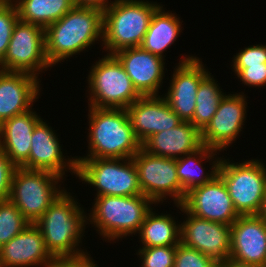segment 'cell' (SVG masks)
I'll list each match as a JSON object with an SVG mask.
<instances>
[{
    "label": "cell",
    "mask_w": 266,
    "mask_h": 267,
    "mask_svg": "<svg viewBox=\"0 0 266 267\" xmlns=\"http://www.w3.org/2000/svg\"><path fill=\"white\" fill-rule=\"evenodd\" d=\"M95 41L102 46L103 12L99 9L74 6L45 28V54L52 67L83 51L88 52L86 49Z\"/></svg>",
    "instance_id": "obj_1"
},
{
    "label": "cell",
    "mask_w": 266,
    "mask_h": 267,
    "mask_svg": "<svg viewBox=\"0 0 266 267\" xmlns=\"http://www.w3.org/2000/svg\"><path fill=\"white\" fill-rule=\"evenodd\" d=\"M75 197L65 190L35 222L54 258L78 257L88 253L81 248L88 222L87 212Z\"/></svg>",
    "instance_id": "obj_2"
},
{
    "label": "cell",
    "mask_w": 266,
    "mask_h": 267,
    "mask_svg": "<svg viewBox=\"0 0 266 267\" xmlns=\"http://www.w3.org/2000/svg\"><path fill=\"white\" fill-rule=\"evenodd\" d=\"M88 154L76 159L132 158L142 148L126 109L88 106Z\"/></svg>",
    "instance_id": "obj_3"
},
{
    "label": "cell",
    "mask_w": 266,
    "mask_h": 267,
    "mask_svg": "<svg viewBox=\"0 0 266 267\" xmlns=\"http://www.w3.org/2000/svg\"><path fill=\"white\" fill-rule=\"evenodd\" d=\"M156 205L145 195L97 196L87 213V224L108 241H119L127 236H138L146 214ZM152 205V206H151ZM116 239V240H115Z\"/></svg>",
    "instance_id": "obj_4"
},
{
    "label": "cell",
    "mask_w": 266,
    "mask_h": 267,
    "mask_svg": "<svg viewBox=\"0 0 266 267\" xmlns=\"http://www.w3.org/2000/svg\"><path fill=\"white\" fill-rule=\"evenodd\" d=\"M160 5L149 0H115L103 12L102 47L107 55L141 46L152 15Z\"/></svg>",
    "instance_id": "obj_5"
},
{
    "label": "cell",
    "mask_w": 266,
    "mask_h": 267,
    "mask_svg": "<svg viewBox=\"0 0 266 267\" xmlns=\"http://www.w3.org/2000/svg\"><path fill=\"white\" fill-rule=\"evenodd\" d=\"M94 63L86 77L88 106L126 109L141 97L114 55L105 54Z\"/></svg>",
    "instance_id": "obj_6"
},
{
    "label": "cell",
    "mask_w": 266,
    "mask_h": 267,
    "mask_svg": "<svg viewBox=\"0 0 266 267\" xmlns=\"http://www.w3.org/2000/svg\"><path fill=\"white\" fill-rule=\"evenodd\" d=\"M218 175L239 215H258L266 193V164L261 159L234 162L222 155Z\"/></svg>",
    "instance_id": "obj_7"
},
{
    "label": "cell",
    "mask_w": 266,
    "mask_h": 267,
    "mask_svg": "<svg viewBox=\"0 0 266 267\" xmlns=\"http://www.w3.org/2000/svg\"><path fill=\"white\" fill-rule=\"evenodd\" d=\"M63 178L53 172L17 167L11 182L9 201L30 223L35 222L66 190ZM61 186V187H60Z\"/></svg>",
    "instance_id": "obj_8"
},
{
    "label": "cell",
    "mask_w": 266,
    "mask_h": 267,
    "mask_svg": "<svg viewBox=\"0 0 266 267\" xmlns=\"http://www.w3.org/2000/svg\"><path fill=\"white\" fill-rule=\"evenodd\" d=\"M76 178L93 187L95 197L142 195L132 158L77 159Z\"/></svg>",
    "instance_id": "obj_9"
},
{
    "label": "cell",
    "mask_w": 266,
    "mask_h": 267,
    "mask_svg": "<svg viewBox=\"0 0 266 267\" xmlns=\"http://www.w3.org/2000/svg\"><path fill=\"white\" fill-rule=\"evenodd\" d=\"M50 67L45 54V28L18 20L0 70L25 72L40 79L39 74Z\"/></svg>",
    "instance_id": "obj_10"
},
{
    "label": "cell",
    "mask_w": 266,
    "mask_h": 267,
    "mask_svg": "<svg viewBox=\"0 0 266 267\" xmlns=\"http://www.w3.org/2000/svg\"><path fill=\"white\" fill-rule=\"evenodd\" d=\"M136 166L142 195L150 198L157 207L169 197L173 204H181L186 192L177 176L176 159L147 153L142 148L132 157Z\"/></svg>",
    "instance_id": "obj_11"
},
{
    "label": "cell",
    "mask_w": 266,
    "mask_h": 267,
    "mask_svg": "<svg viewBox=\"0 0 266 267\" xmlns=\"http://www.w3.org/2000/svg\"><path fill=\"white\" fill-rule=\"evenodd\" d=\"M185 220L181 222L180 242L211 257L222 267L229 264L231 226L198 218L188 213L181 204H175Z\"/></svg>",
    "instance_id": "obj_12"
},
{
    "label": "cell",
    "mask_w": 266,
    "mask_h": 267,
    "mask_svg": "<svg viewBox=\"0 0 266 267\" xmlns=\"http://www.w3.org/2000/svg\"><path fill=\"white\" fill-rule=\"evenodd\" d=\"M227 267H266V221L259 215H240L231 225Z\"/></svg>",
    "instance_id": "obj_13"
},
{
    "label": "cell",
    "mask_w": 266,
    "mask_h": 267,
    "mask_svg": "<svg viewBox=\"0 0 266 267\" xmlns=\"http://www.w3.org/2000/svg\"><path fill=\"white\" fill-rule=\"evenodd\" d=\"M232 93L225 94L215 115L201 131L203 145L220 152L236 142L247 117L245 92Z\"/></svg>",
    "instance_id": "obj_14"
},
{
    "label": "cell",
    "mask_w": 266,
    "mask_h": 267,
    "mask_svg": "<svg viewBox=\"0 0 266 267\" xmlns=\"http://www.w3.org/2000/svg\"><path fill=\"white\" fill-rule=\"evenodd\" d=\"M179 60L169 80L168 92L162 95L183 122H191L199 84L210 71L202 64V59L195 55L184 54Z\"/></svg>",
    "instance_id": "obj_15"
},
{
    "label": "cell",
    "mask_w": 266,
    "mask_h": 267,
    "mask_svg": "<svg viewBox=\"0 0 266 267\" xmlns=\"http://www.w3.org/2000/svg\"><path fill=\"white\" fill-rule=\"evenodd\" d=\"M181 206L198 218L230 226L240 216L219 175L211 181L189 190Z\"/></svg>",
    "instance_id": "obj_16"
},
{
    "label": "cell",
    "mask_w": 266,
    "mask_h": 267,
    "mask_svg": "<svg viewBox=\"0 0 266 267\" xmlns=\"http://www.w3.org/2000/svg\"><path fill=\"white\" fill-rule=\"evenodd\" d=\"M42 118L34 127L32 133L31 150L28 160L21 166L25 169L43 170L53 172L58 176H67L69 171L71 175L77 173V159L75 157L66 158L63 155V147L60 144L57 133L54 128L49 126ZM62 150V151H61ZM66 171V173H65Z\"/></svg>",
    "instance_id": "obj_17"
},
{
    "label": "cell",
    "mask_w": 266,
    "mask_h": 267,
    "mask_svg": "<svg viewBox=\"0 0 266 267\" xmlns=\"http://www.w3.org/2000/svg\"><path fill=\"white\" fill-rule=\"evenodd\" d=\"M123 65L134 88L141 96H159L165 79V59L141 46L125 48L113 54Z\"/></svg>",
    "instance_id": "obj_18"
},
{
    "label": "cell",
    "mask_w": 266,
    "mask_h": 267,
    "mask_svg": "<svg viewBox=\"0 0 266 267\" xmlns=\"http://www.w3.org/2000/svg\"><path fill=\"white\" fill-rule=\"evenodd\" d=\"M126 111L135 135L142 144L150 136L183 122L163 95L141 96Z\"/></svg>",
    "instance_id": "obj_19"
},
{
    "label": "cell",
    "mask_w": 266,
    "mask_h": 267,
    "mask_svg": "<svg viewBox=\"0 0 266 267\" xmlns=\"http://www.w3.org/2000/svg\"><path fill=\"white\" fill-rule=\"evenodd\" d=\"M53 259L35 224L29 223L0 248V264L3 267H48Z\"/></svg>",
    "instance_id": "obj_20"
},
{
    "label": "cell",
    "mask_w": 266,
    "mask_h": 267,
    "mask_svg": "<svg viewBox=\"0 0 266 267\" xmlns=\"http://www.w3.org/2000/svg\"><path fill=\"white\" fill-rule=\"evenodd\" d=\"M39 80L25 72L0 70V124L34 106L42 89Z\"/></svg>",
    "instance_id": "obj_21"
},
{
    "label": "cell",
    "mask_w": 266,
    "mask_h": 267,
    "mask_svg": "<svg viewBox=\"0 0 266 267\" xmlns=\"http://www.w3.org/2000/svg\"><path fill=\"white\" fill-rule=\"evenodd\" d=\"M33 110L34 108H31L0 124V149L17 167H21L28 160L34 127L42 119Z\"/></svg>",
    "instance_id": "obj_22"
},
{
    "label": "cell",
    "mask_w": 266,
    "mask_h": 267,
    "mask_svg": "<svg viewBox=\"0 0 266 267\" xmlns=\"http://www.w3.org/2000/svg\"><path fill=\"white\" fill-rule=\"evenodd\" d=\"M203 146L201 131L190 122L163 130L150 136L142 149L147 153L170 159H178Z\"/></svg>",
    "instance_id": "obj_23"
},
{
    "label": "cell",
    "mask_w": 266,
    "mask_h": 267,
    "mask_svg": "<svg viewBox=\"0 0 266 267\" xmlns=\"http://www.w3.org/2000/svg\"><path fill=\"white\" fill-rule=\"evenodd\" d=\"M219 152L220 151L203 145L200 149L176 159L177 176L181 187L186 193L197 186L211 181L218 175V169L221 161V156L220 158L219 156L217 157ZM203 162L204 164L209 162L211 165L209 169L211 171H205Z\"/></svg>",
    "instance_id": "obj_24"
},
{
    "label": "cell",
    "mask_w": 266,
    "mask_h": 267,
    "mask_svg": "<svg viewBox=\"0 0 266 267\" xmlns=\"http://www.w3.org/2000/svg\"><path fill=\"white\" fill-rule=\"evenodd\" d=\"M160 5L152 15L148 30L144 36L141 47L161 58L165 59L164 53L178 39L183 31L182 22L176 13L165 11Z\"/></svg>",
    "instance_id": "obj_25"
},
{
    "label": "cell",
    "mask_w": 266,
    "mask_h": 267,
    "mask_svg": "<svg viewBox=\"0 0 266 267\" xmlns=\"http://www.w3.org/2000/svg\"><path fill=\"white\" fill-rule=\"evenodd\" d=\"M154 207L146 214L138 232L141 247L176 246L180 243L181 221L171 214L155 213ZM176 219V220H175Z\"/></svg>",
    "instance_id": "obj_26"
},
{
    "label": "cell",
    "mask_w": 266,
    "mask_h": 267,
    "mask_svg": "<svg viewBox=\"0 0 266 267\" xmlns=\"http://www.w3.org/2000/svg\"><path fill=\"white\" fill-rule=\"evenodd\" d=\"M19 20L48 27L61 19L74 6L73 0H12Z\"/></svg>",
    "instance_id": "obj_27"
},
{
    "label": "cell",
    "mask_w": 266,
    "mask_h": 267,
    "mask_svg": "<svg viewBox=\"0 0 266 267\" xmlns=\"http://www.w3.org/2000/svg\"><path fill=\"white\" fill-rule=\"evenodd\" d=\"M212 73H209L199 84L195 102L196 107L192 121L197 129L202 131L215 115L217 108L225 96Z\"/></svg>",
    "instance_id": "obj_28"
},
{
    "label": "cell",
    "mask_w": 266,
    "mask_h": 267,
    "mask_svg": "<svg viewBox=\"0 0 266 267\" xmlns=\"http://www.w3.org/2000/svg\"><path fill=\"white\" fill-rule=\"evenodd\" d=\"M29 222L9 200L0 202V248L18 235Z\"/></svg>",
    "instance_id": "obj_29"
},
{
    "label": "cell",
    "mask_w": 266,
    "mask_h": 267,
    "mask_svg": "<svg viewBox=\"0 0 266 267\" xmlns=\"http://www.w3.org/2000/svg\"><path fill=\"white\" fill-rule=\"evenodd\" d=\"M136 255L140 267H174L176 246L140 247Z\"/></svg>",
    "instance_id": "obj_30"
},
{
    "label": "cell",
    "mask_w": 266,
    "mask_h": 267,
    "mask_svg": "<svg viewBox=\"0 0 266 267\" xmlns=\"http://www.w3.org/2000/svg\"><path fill=\"white\" fill-rule=\"evenodd\" d=\"M19 20L17 7L12 0L0 6V62L4 59L15 24Z\"/></svg>",
    "instance_id": "obj_31"
},
{
    "label": "cell",
    "mask_w": 266,
    "mask_h": 267,
    "mask_svg": "<svg viewBox=\"0 0 266 267\" xmlns=\"http://www.w3.org/2000/svg\"><path fill=\"white\" fill-rule=\"evenodd\" d=\"M266 63V44L249 45L233 55L231 69L237 76L244 68L249 66H263Z\"/></svg>",
    "instance_id": "obj_32"
},
{
    "label": "cell",
    "mask_w": 266,
    "mask_h": 267,
    "mask_svg": "<svg viewBox=\"0 0 266 267\" xmlns=\"http://www.w3.org/2000/svg\"><path fill=\"white\" fill-rule=\"evenodd\" d=\"M174 267H220V265L211 257L180 242L176 245Z\"/></svg>",
    "instance_id": "obj_33"
},
{
    "label": "cell",
    "mask_w": 266,
    "mask_h": 267,
    "mask_svg": "<svg viewBox=\"0 0 266 267\" xmlns=\"http://www.w3.org/2000/svg\"><path fill=\"white\" fill-rule=\"evenodd\" d=\"M16 169L17 166L0 149V202L9 199L11 182Z\"/></svg>",
    "instance_id": "obj_34"
},
{
    "label": "cell",
    "mask_w": 266,
    "mask_h": 267,
    "mask_svg": "<svg viewBox=\"0 0 266 267\" xmlns=\"http://www.w3.org/2000/svg\"><path fill=\"white\" fill-rule=\"evenodd\" d=\"M236 78L240 79V82L248 87L264 88L266 86V63H263V66L244 68Z\"/></svg>",
    "instance_id": "obj_35"
},
{
    "label": "cell",
    "mask_w": 266,
    "mask_h": 267,
    "mask_svg": "<svg viewBox=\"0 0 266 267\" xmlns=\"http://www.w3.org/2000/svg\"><path fill=\"white\" fill-rule=\"evenodd\" d=\"M48 267H99L90 253L78 257L54 258Z\"/></svg>",
    "instance_id": "obj_36"
},
{
    "label": "cell",
    "mask_w": 266,
    "mask_h": 267,
    "mask_svg": "<svg viewBox=\"0 0 266 267\" xmlns=\"http://www.w3.org/2000/svg\"><path fill=\"white\" fill-rule=\"evenodd\" d=\"M73 2L77 7L95 8L104 12L115 2V0H73Z\"/></svg>",
    "instance_id": "obj_37"
},
{
    "label": "cell",
    "mask_w": 266,
    "mask_h": 267,
    "mask_svg": "<svg viewBox=\"0 0 266 267\" xmlns=\"http://www.w3.org/2000/svg\"><path fill=\"white\" fill-rule=\"evenodd\" d=\"M258 215L260 217H262L266 221V193H265V196H264V201H263L261 210H260Z\"/></svg>",
    "instance_id": "obj_38"
},
{
    "label": "cell",
    "mask_w": 266,
    "mask_h": 267,
    "mask_svg": "<svg viewBox=\"0 0 266 267\" xmlns=\"http://www.w3.org/2000/svg\"><path fill=\"white\" fill-rule=\"evenodd\" d=\"M6 0H0V6L5 2Z\"/></svg>",
    "instance_id": "obj_39"
}]
</instances>
